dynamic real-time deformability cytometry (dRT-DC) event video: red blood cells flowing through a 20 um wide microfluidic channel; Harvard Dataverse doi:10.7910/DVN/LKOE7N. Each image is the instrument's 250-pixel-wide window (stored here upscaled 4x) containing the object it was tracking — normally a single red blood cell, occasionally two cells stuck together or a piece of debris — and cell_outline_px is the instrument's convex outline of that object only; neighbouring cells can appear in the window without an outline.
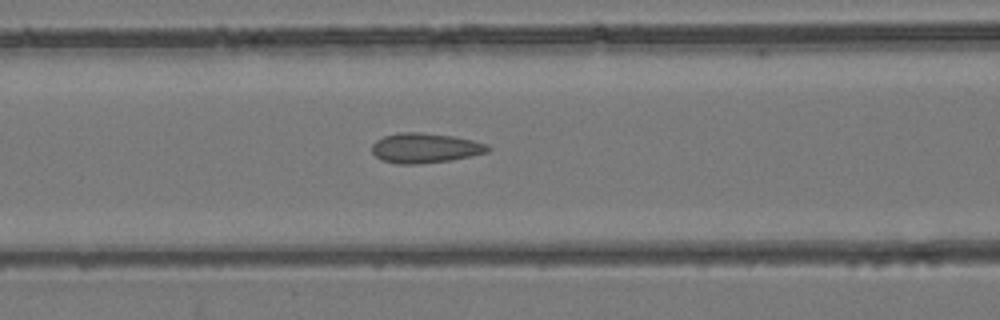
{"species": "common noctule bat (a hibernating species)", "species_latin": "Nyctalus noctula", "temperature_condition": "room temperature", "stored_images_in_passage": 45, "segment_of_instrument_passage": [1, 2], "camera_frame_rate_fps": 3000, "um_per_image_px": 0.085, "animal": {"sex": "female", "body_mass_g": 24.6, "forearm_length_mm": 56.2}, "frame": {"image": 1, "passage_image": 18, "time_ms": 5.667, "image_size_px": [1000, 320], "cell_outline_px": [[492, 148], [488, 152], [472, 156], [452, 160], [416, 164], [396, 164], [380, 160], [372, 152], [372, 144], [376, 140], [384, 136], [400, 132], [420, 132], [452, 136], [472, 140], [488, 144]], "centroid_in_image_um": [36.14, 12.59], "position_along_channel_um": 130.5, "area_um2": 20.35}}
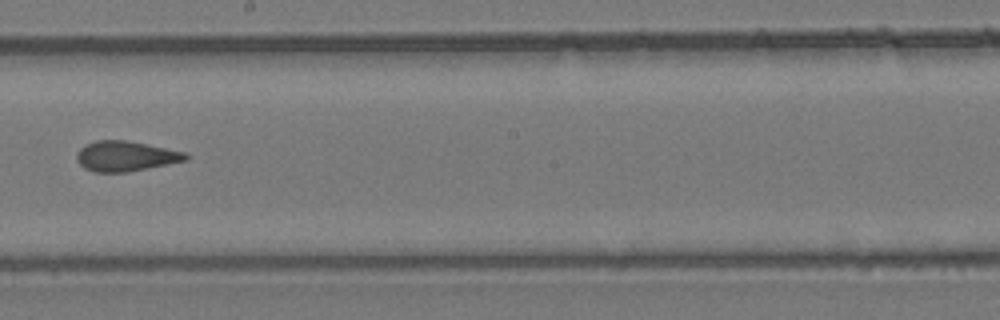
{"frame": {"image": 2, "passage_image": 25, "time_ms": 8.0, "image_size_px": [1000, 320], "cell_outline_px": [[188, 160], [124, 172], [96, 172], [84, 168], [76, 160], [76, 152], [84, 144], [96, 140], [124, 140], [184, 152], [188, 156]], "centroid_in_image_um": [10.6, 13.27], "position_along_channel_um": 237.6, "area_um2": 18.84}}
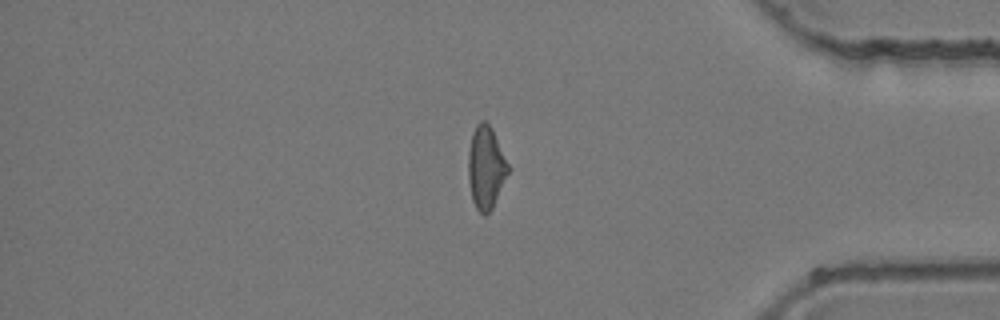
{"frame": {"image": 3, "passage_image": 37, "time_ms": 12.0, "image_size_px": [1000, 320], "cell_outline_px": [[512, 168], [492, 208], [484, 216], [476, 208], [472, 200], [468, 180], [468, 152], [472, 132], [476, 124], [480, 120], [484, 120], [492, 128]], "centroid_in_image_um": [41.33, 14.22], "position_along_channel_um": 393.9, "area_um2": 19.71}}